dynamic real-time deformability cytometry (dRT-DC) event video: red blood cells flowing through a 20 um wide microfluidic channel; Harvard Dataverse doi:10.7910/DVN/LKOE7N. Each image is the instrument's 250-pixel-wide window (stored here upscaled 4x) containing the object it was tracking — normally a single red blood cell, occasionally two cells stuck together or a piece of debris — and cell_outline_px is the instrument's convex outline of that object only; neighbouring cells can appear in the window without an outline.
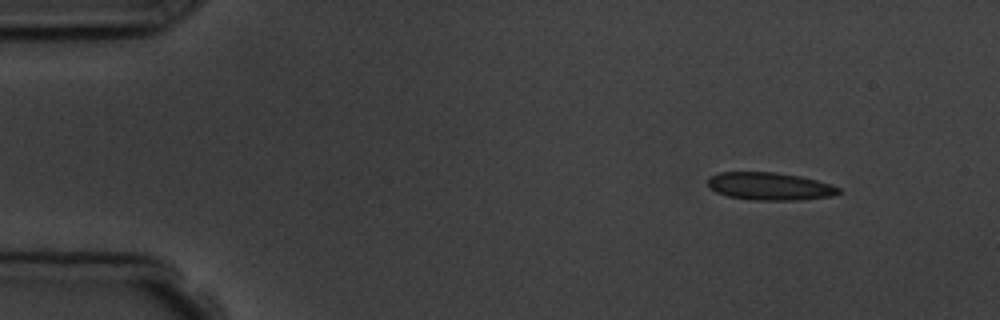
{"species": "common noctule bat (a hibernating species)", "species_latin": "Nyctalus noctula", "temperature_condition": "room temperature", "stored_images_in_passage": 3, "camera_frame_rate_fps": 3000, "um_per_image_px": 0.085, "animal": {"sex": "male", "body_mass_g": 19.5, "forearm_length_mm": 54.6}, "frame": {"image": 1, "passage_image": 1, "time_ms": 0.0, "image_size_px": [1000, 320], "cell_outline_px": [[840, 192], [832, 196], [800, 200], [752, 200], [728, 196], [716, 192], [708, 184], [708, 176], [720, 172], [776, 172], [800, 176], [816, 180], [840, 188]], "centroid_in_image_um": [65.41, 15.83], "position_along_channel_um": 19.6, "area_um2": 21.04}}